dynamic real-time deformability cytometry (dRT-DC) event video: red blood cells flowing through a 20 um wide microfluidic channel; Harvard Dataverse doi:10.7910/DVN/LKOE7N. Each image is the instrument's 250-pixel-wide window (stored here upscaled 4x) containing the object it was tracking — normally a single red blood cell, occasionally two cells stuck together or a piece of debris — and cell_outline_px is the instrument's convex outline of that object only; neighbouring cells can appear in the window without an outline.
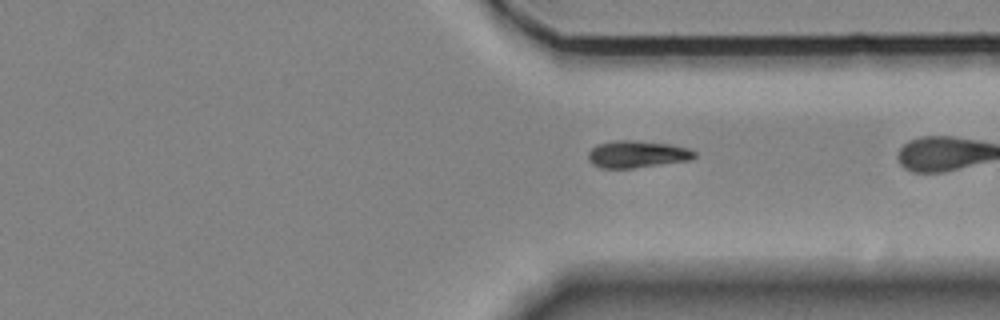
{"species": "Egyptian fruit bat (a non-hibernating species)", "species_latin": "Rousettus aegyptiacus", "temperature_condition": "room temperature", "stored_images_in_passage": 42, "segment_of_instrument_passage": [2, 2], "camera_frame_rate_fps": 3000, "um_per_image_px": 0.085, "animal": {"sex": "female"}, "frame": {"image": 1, "passage_image": 40, "time_ms": 13.0, "image_size_px": [1000, 320], "cell_outline_px": [[696, 156], [692, 160], [632, 168], [600, 168], [592, 164], [588, 160], [588, 152], [596, 144], [616, 140], [636, 140], [672, 144], [688, 148], [696, 152]], "centroid_in_image_um": [54.15, 13.1], "position_along_channel_um": 357.2, "area_um2": 16.99}}